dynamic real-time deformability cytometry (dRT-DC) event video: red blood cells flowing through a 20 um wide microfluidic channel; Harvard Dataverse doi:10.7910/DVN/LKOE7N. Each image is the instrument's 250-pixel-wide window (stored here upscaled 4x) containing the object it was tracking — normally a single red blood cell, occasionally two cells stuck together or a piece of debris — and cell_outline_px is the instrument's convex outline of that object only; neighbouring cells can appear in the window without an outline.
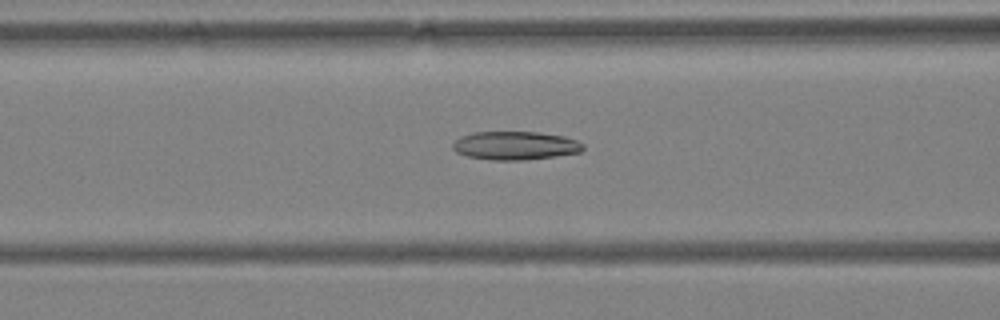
{"species": "Egyptian fruit bat (a non-hibernating species)", "species_latin": "Rousettus aegyptiacus", "temperature_condition": "warm", "stored_images_in_passage": 46, "camera_frame_rate_fps": 3000, "um_per_image_px": 0.085, "animal": {"sex": "female"}, "frame": {"image": 1, "passage_image": 15, "time_ms": 4.667, "image_size_px": [1000, 320], "cell_outline_px": [[584, 148], [580, 152], [556, 156], [524, 160], [492, 160], [468, 156], [456, 152], [452, 148], [452, 144], [460, 136], [472, 132], [540, 132], [564, 136], [576, 140], [584, 144]], "centroid_in_image_um": [43.79, 12.37], "position_along_channel_um": 122.8, "area_um2": 21.68}}
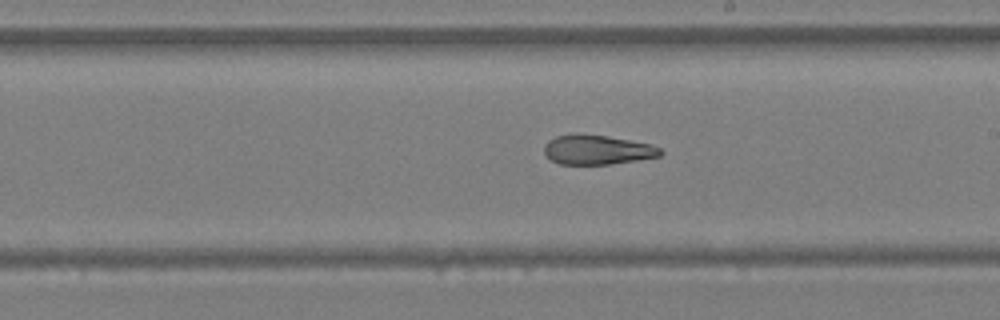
{"frame": {"image": 2, "passage_image": 24, "time_ms": 7.667, "image_size_px": [1000, 320], "cell_outline_px": [[664, 152], [660, 156], [636, 160], [608, 164], [560, 164], [552, 160], [544, 152], [544, 144], [548, 140], [556, 136], [572, 132], [608, 136], [652, 144], [660, 148]], "centroid_in_image_um": [50.75, 12.7], "position_along_channel_um": 238.3, "area_um2": 20.17}}
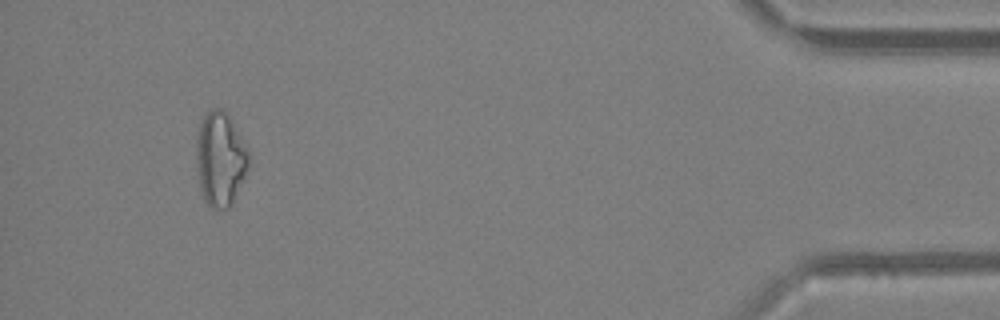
{"frame": {"image": 3, "passage_image": 43, "time_ms": 14.0, "image_size_px": [1000, 320], "cell_outline_px": [[248, 168], [232, 204], [228, 208], [212, 208], [204, 200], [200, 188], [196, 160], [196, 136], [200, 124], [204, 116], [212, 108], [224, 108], [248, 148]], "centroid_in_image_um": [18.71, 13.5], "position_along_channel_um": 416.5, "area_um2": 28.67}, "authors_computed_cell_mechanics": {"area_um2": 22.7732, "velocity_mm_per_s": 3.8555, "shape_relaxation_time_tau1_ms": null, "shape_relaxation_time_tau2_ms": 2.665, "deformation_change_tau1": null, "deformation_change_tau2": 0.1121}}